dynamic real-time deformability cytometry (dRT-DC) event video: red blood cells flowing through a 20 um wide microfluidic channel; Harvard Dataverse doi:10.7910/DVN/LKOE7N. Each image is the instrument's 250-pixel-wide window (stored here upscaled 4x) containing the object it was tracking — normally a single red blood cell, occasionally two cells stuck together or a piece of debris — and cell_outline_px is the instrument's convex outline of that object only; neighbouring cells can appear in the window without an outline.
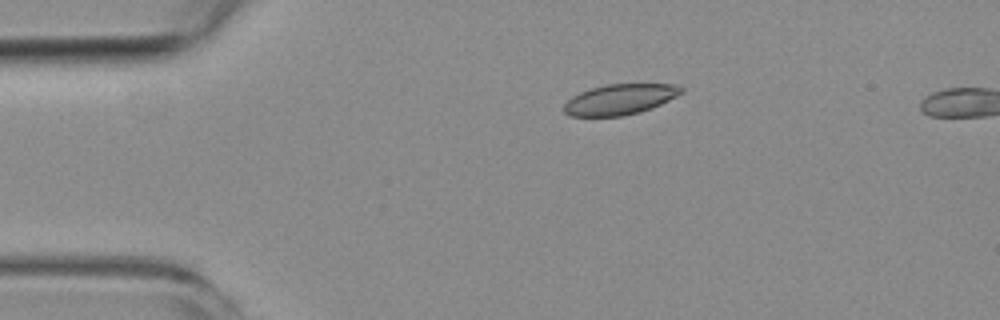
{"species": "common noctule bat (a hibernating species)", "species_latin": "Nyctalus noctula", "temperature_condition": "room temperature", "stored_images_in_passage": 3, "camera_frame_rate_fps": 3000, "um_per_image_px": 0.085, "animal": {"sex": "female", "body_mass_g": 19.3, "forearm_length_mm": 54.1}, "frame": {"image": 1, "passage_image": 1, "time_ms": 0.0, "image_size_px": [1000, 320], "cell_outline_px": [[684, 92], [652, 108], [640, 112], [624, 116], [572, 116], [564, 112], [564, 104], [572, 96], [580, 92], [592, 88], [608, 84], [676, 84], [684, 88]], "centroid_in_image_um": [52.71, 8.44], "position_along_channel_um": 32.3, "area_um2": 20.81}}
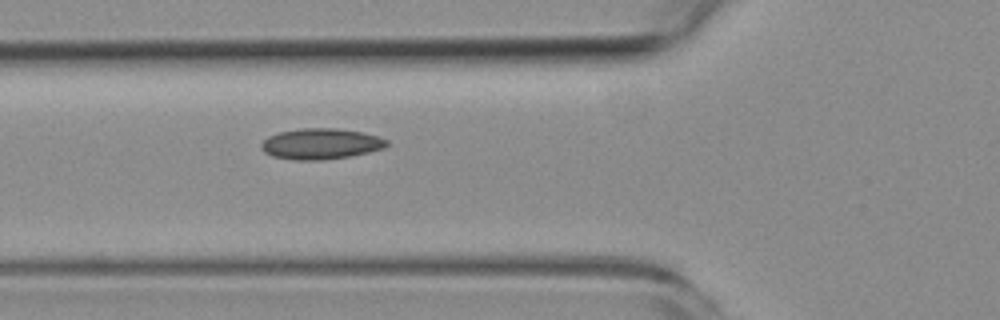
{"frame": {"image": 2, "passage_image": 3, "time_ms": 3.0, "image_size_px": [1000, 320], "cell_outline_px": [[388, 144], [384, 148], [352, 156], [324, 160], [296, 160], [272, 156], [264, 152], [260, 148], [260, 144], [268, 136], [280, 132], [300, 128], [336, 128], [360, 132], [380, 136], [388, 140]], "centroid_in_image_um": [27.27, 12.23], "position_along_channel_um": 98.5, "area_um2": 22.66}}